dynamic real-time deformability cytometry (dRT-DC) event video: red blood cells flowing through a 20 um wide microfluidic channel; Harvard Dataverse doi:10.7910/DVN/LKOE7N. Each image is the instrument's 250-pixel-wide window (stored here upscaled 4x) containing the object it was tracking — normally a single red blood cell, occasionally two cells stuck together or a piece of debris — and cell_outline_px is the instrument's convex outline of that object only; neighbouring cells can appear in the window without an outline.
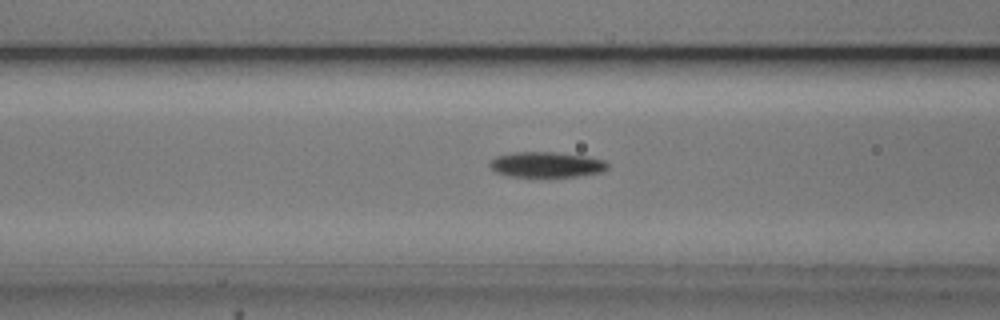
{"species": "common noctule bat (a hibernating species)", "species_latin": "Nyctalus noctula", "temperature_condition": "cold", "stored_images_in_passage": 54, "camera_frame_rate_fps": 3000, "um_per_image_px": 0.085, "animal": {"sex": "male", "body_mass_g": 20.5, "forearm_length_mm": 52.5}, "frame": {"image": 1, "passage_image": 21, "time_ms": 6.667, "image_size_px": [1000, 320], "cell_outline_px": [[608, 168], [604, 172], [548, 180], [508, 176], [496, 172], [488, 164], [496, 156], [516, 152], [552, 152], [584, 156], [604, 160], [608, 164]], "centroid_in_image_um": [46.45, 14.05], "position_along_channel_um": 120.2, "area_um2": 18.21}}
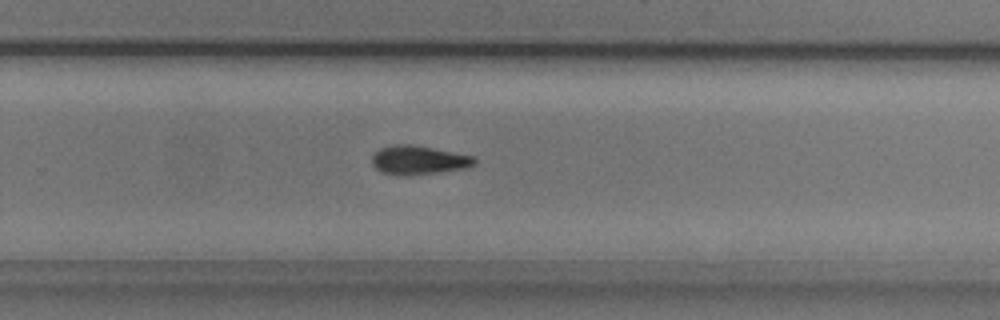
{"frame": {"image": 2, "passage_image": 35, "time_ms": 11.333, "image_size_px": [1000, 320], "cell_outline_px": [[476, 164], [464, 168], [436, 172], [380, 172], [372, 164], [372, 156], [380, 148], [392, 144], [412, 144], [476, 156]], "centroid_in_image_um": [35.62, 13.54], "position_along_channel_um": 294.2, "area_um2": 16.47}}
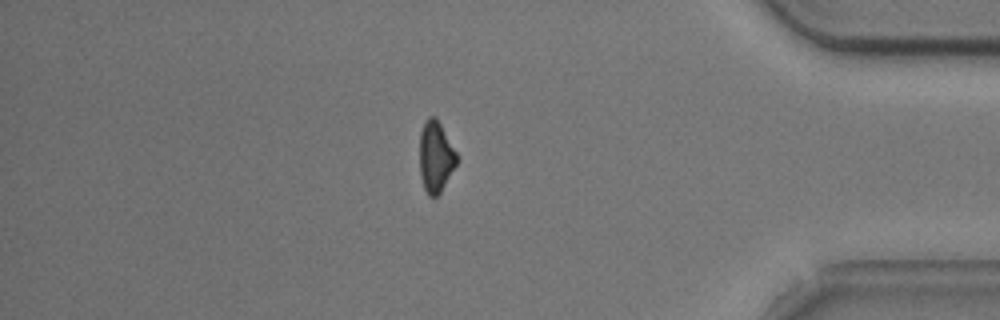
{"frame": {"image": 3, "passage_image": 46, "time_ms": 15.0, "image_size_px": [1000, 320], "cell_outline_px": [[460, 156], [456, 164], [440, 192], [436, 196], [428, 196], [424, 188], [420, 176], [420, 132], [424, 120], [428, 116], [436, 116]], "centroid_in_image_um": [37.04, 13.27], "position_along_channel_um": 398.2, "area_um2": 15.61}, "authors_computed_cell_mechanics": {"area_um2": 16.2129, "velocity_mm_per_s": 3.7446, "shape_relaxation_time_tau1_ms": 2.2749, "shape_relaxation_time_tau2_ms": null, "deformation_change_tau1": 0.105, "deformation_change_tau2": null}}